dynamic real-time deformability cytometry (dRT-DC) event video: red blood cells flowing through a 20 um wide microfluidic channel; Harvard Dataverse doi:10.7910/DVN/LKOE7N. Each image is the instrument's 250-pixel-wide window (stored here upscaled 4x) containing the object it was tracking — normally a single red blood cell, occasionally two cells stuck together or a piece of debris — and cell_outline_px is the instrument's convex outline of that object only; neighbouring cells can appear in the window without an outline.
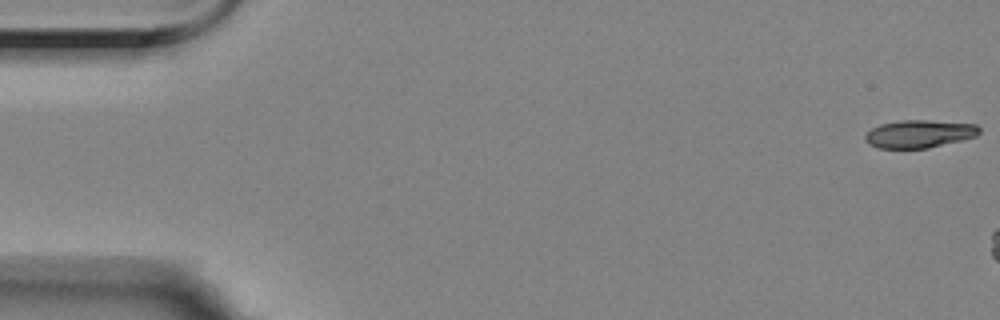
{"species": "Egyptian fruit bat (a non-hibernating species)", "species_latin": "Rousettus aegyptiacus", "temperature_condition": "room temperature", "stored_images_in_passage": 7, "camera_frame_rate_fps": 3000, "um_per_image_px": 0.085, "animal": {"sex": "female"}, "frame": {"image": 1, "passage_image": 1, "time_ms": 0.0, "image_size_px": [1000, 320], "cell_outline_px": [[980, 132], [976, 136], [928, 148], [880, 148], [868, 144], [864, 140], [864, 136], [872, 128], [880, 124], [900, 120], [924, 120], [976, 124], [980, 128]], "centroid_in_image_um": [78.11, 11.37], "position_along_channel_um": 6.9, "area_um2": 18.38}}